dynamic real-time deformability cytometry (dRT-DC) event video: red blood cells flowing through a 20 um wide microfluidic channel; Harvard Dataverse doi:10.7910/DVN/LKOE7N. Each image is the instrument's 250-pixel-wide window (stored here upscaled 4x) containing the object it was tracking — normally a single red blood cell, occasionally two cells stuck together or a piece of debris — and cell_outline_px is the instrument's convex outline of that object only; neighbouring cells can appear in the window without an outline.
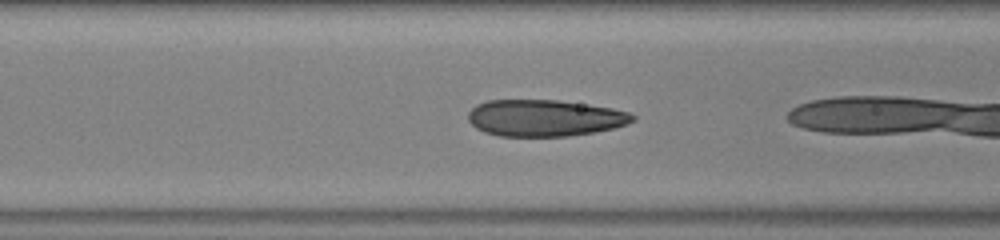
{"species": "human", "species_latin": "Homo sapiens", "temperature_condition": "warm", "stored_images_in_passage": 5, "camera_frame_rate_fps": 3000, "um_per_image_px": 0.085, "donor": {"sex": "male"}, "frame": {"image": 1, "passage_image": 3, "time_ms": 0.667, "image_size_px": [1000, 240], "cell_outline_px": [[636, 120], [628, 124], [612, 128], [592, 132], [568, 136], [500, 136], [484, 132], [476, 128], [468, 120], [468, 112], [476, 104], [488, 100], [556, 100], [588, 104], [612, 108], [628, 112], [636, 116]], "centroid_in_image_um": [46.29, 10.02], "position_along_channel_um": 120.3, "area_um2": 35.14}}